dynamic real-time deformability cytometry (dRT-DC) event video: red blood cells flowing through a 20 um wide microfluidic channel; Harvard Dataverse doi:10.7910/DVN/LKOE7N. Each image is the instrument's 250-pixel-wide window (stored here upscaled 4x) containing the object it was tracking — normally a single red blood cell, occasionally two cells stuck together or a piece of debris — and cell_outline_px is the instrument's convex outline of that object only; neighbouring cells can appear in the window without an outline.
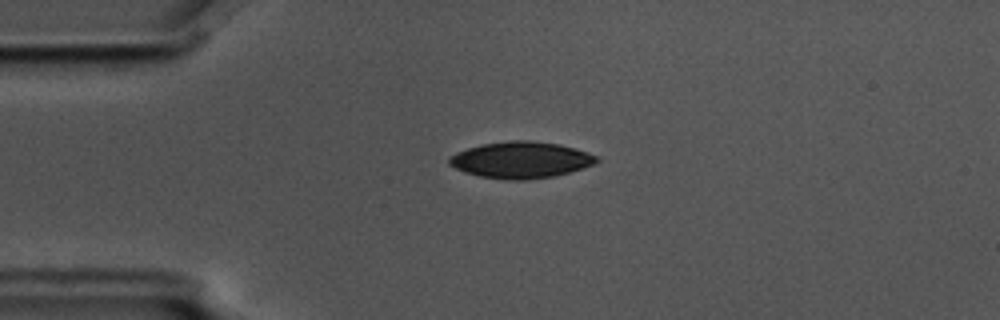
{"species": "common noctule bat (a hibernating species)", "species_latin": "Nyctalus noctula", "temperature_condition": "cold", "stored_images_in_passage": 5, "camera_frame_rate_fps": 3000, "um_per_image_px": 0.085, "animal": {"sex": "male", "body_mass_g": 17.5, "forearm_length_mm": 52.3}, "frame": {"image": 1, "passage_image": 4, "time_ms": 1.0, "image_size_px": [1000, 320], "cell_outline_px": [[600, 160], [592, 164], [568, 172], [552, 176], [524, 180], [512, 180], [480, 176], [464, 172], [448, 164], [448, 156], [456, 152], [468, 148], [484, 144], [512, 140], [528, 140], [560, 144], [576, 148], [600, 156]], "centroid_in_image_um": [44.27, 13.58], "position_along_channel_um": 40.7, "area_um2": 31.15}}